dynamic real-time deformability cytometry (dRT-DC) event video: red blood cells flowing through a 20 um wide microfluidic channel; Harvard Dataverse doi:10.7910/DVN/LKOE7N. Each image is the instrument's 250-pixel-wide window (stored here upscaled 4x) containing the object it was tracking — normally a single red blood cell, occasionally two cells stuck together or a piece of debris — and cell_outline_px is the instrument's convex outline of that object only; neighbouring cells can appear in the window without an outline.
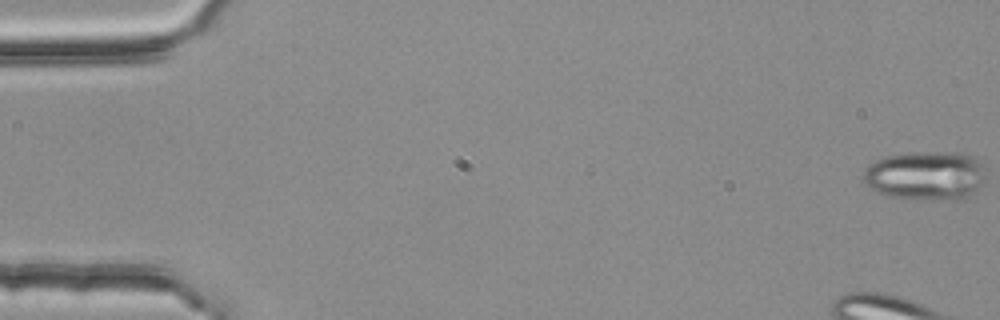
{"species": "common noctule bat (a hibernating species)", "species_latin": "Nyctalus noctula", "temperature_condition": "room temperature", "stored_images_in_passage": 6, "camera_frame_rate_fps": 3000, "um_per_image_px": 0.085, "animal": {"sex": "female", "body_mass_g": 25.1}, "frame": {"image": 1, "passage_image": 1, "time_ms": 0.0, "image_size_px": [1000, 320], "cell_outline_px": [[984, 176], [976, 192], [960, 200], [916, 200], [888, 196], [876, 192], [868, 188], [864, 184], [864, 172], [876, 160], [884, 156], [916, 152], [956, 152], [976, 156], [984, 164]], "centroid_in_image_um": [78.7, 14.94], "position_along_channel_um": 6.3, "area_um2": 35.55}}